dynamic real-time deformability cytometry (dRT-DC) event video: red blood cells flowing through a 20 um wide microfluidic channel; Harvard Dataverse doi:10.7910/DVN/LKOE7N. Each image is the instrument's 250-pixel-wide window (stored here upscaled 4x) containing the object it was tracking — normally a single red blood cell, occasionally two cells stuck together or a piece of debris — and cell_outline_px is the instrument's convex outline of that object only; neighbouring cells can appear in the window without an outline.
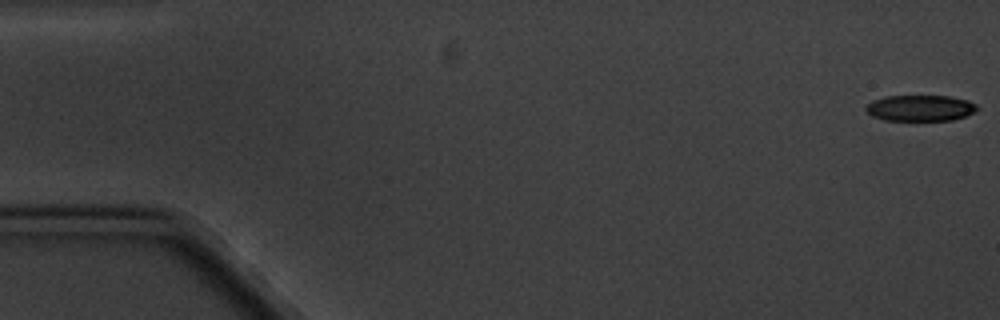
{"species": "common noctule bat (a hibernating species)", "species_latin": "Nyctalus noctula", "temperature_condition": "cold", "stored_images_in_passage": 5, "segment_of_instrument_passage": [1, 2], "camera_frame_rate_fps": 3000, "um_per_image_px": 0.085, "animal": {"sex": "male", "body_mass_g": 20.1, "forearm_length_mm": 53.5}, "frame": {"image": 1, "passage_image": 1, "time_ms": 0.0, "image_size_px": [1000, 320], "cell_outline_px": [[976, 108], [972, 112], [964, 116], [952, 120], [884, 120], [872, 116], [864, 108], [872, 100], [884, 96], [948, 96], [968, 100], [976, 104]], "centroid_in_image_um": [78.17, 9.18], "position_along_channel_um": 6.8, "area_um2": 16.7}}
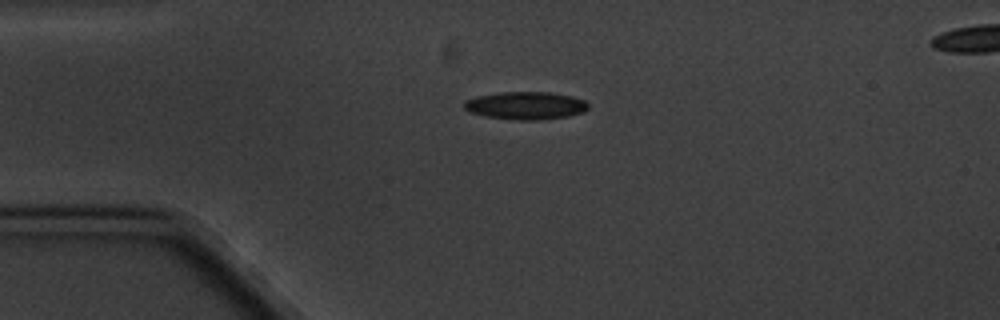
{"frame": {"image": 2, "passage_image": 4, "time_ms": 4.333, "image_size_px": [1000, 320], "cell_outline_px": [[588, 108], [584, 112], [568, 116], [540, 120], [516, 120], [484, 116], [468, 112], [464, 108], [464, 100], [476, 96], [500, 92], [548, 92], [572, 96], [584, 100], [588, 104]], "centroid_in_image_um": [44.66, 8.97], "position_along_channel_um": 40.3, "area_um2": 20.23}}